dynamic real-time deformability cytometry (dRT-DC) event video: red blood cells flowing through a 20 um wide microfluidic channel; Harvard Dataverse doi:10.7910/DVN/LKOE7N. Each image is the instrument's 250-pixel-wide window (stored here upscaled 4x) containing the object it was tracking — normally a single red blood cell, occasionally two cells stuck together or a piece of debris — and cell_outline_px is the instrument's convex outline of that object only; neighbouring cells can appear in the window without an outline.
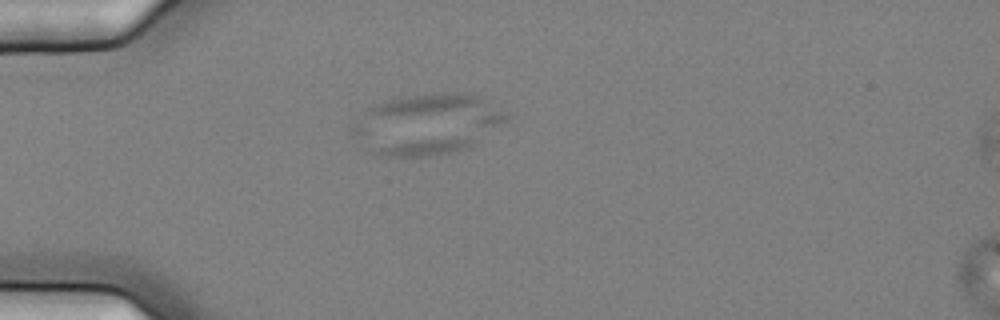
{"species": "common noctule bat (a hibernating species)", "species_latin": "Nyctalus noctula", "temperature_condition": "cold", "stored_images_in_passage": 58, "segment_of_instrument_passage": [1, 2], "camera_frame_rate_fps": 3000, "um_per_image_px": 0.085, "animal": {"sex": "female", "body_mass_g": 25.1}, "frame": {"image": 1, "passage_image": 17, "time_ms": 5.333, "image_size_px": [1000, 320], "cell_outline_px": [[476, 140], [472, 148], [456, 152], [428, 156], [384, 156], [368, 152], [356, 148], [348, 128], [356, 124], [360, 124], [476, 136]], "centroid_in_image_um": [34.64, 12.01], "position_along_channel_um": 50.4, "area_um2": 21.21}}